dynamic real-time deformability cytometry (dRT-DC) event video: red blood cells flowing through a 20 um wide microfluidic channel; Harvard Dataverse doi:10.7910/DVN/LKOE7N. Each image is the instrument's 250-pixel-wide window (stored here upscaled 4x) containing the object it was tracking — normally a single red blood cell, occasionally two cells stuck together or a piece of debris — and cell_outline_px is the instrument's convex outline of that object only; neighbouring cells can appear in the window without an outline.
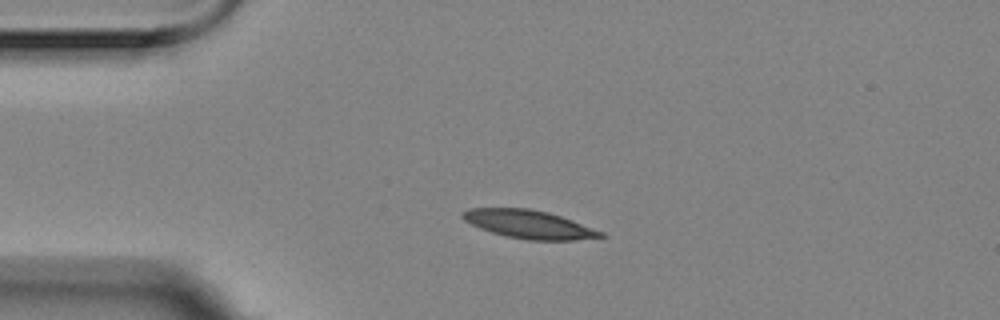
{"species": "Egyptian fruit bat (a non-hibernating species)", "species_latin": "Rousettus aegyptiacus", "temperature_condition": "room temperature", "stored_images_in_passage": 5, "camera_frame_rate_fps": 3000, "um_per_image_px": 0.085, "animal": {"sex": "female"}, "frame": {"image": 1, "passage_image": 4, "time_ms": 1.0, "image_size_px": [1000, 320], "cell_outline_px": [[608, 236], [576, 240], [528, 240], [508, 236], [492, 232], [480, 228], [464, 220], [460, 216], [460, 212], [468, 208], [528, 208], [548, 212], [572, 220], [604, 232]], "centroid_in_image_um": [44.96, 19.06], "position_along_channel_um": 40.0, "area_um2": 22.72}}